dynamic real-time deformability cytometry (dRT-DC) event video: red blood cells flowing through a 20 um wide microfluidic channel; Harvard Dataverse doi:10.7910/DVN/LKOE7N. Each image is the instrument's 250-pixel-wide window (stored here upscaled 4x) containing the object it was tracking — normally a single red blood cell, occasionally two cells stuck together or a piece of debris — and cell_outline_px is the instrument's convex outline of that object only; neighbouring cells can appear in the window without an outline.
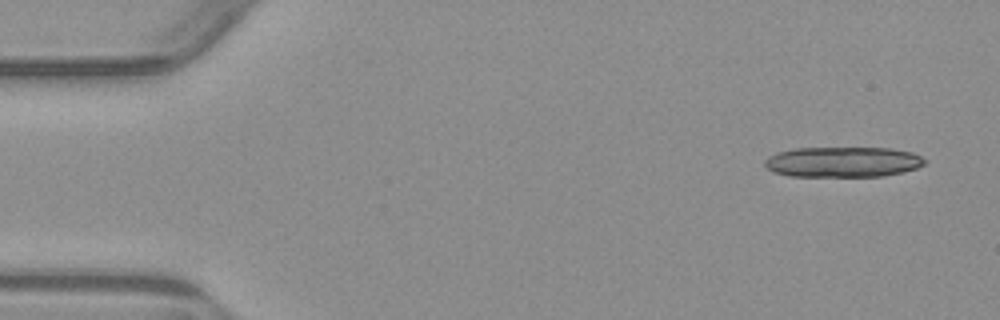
{"species": "common noctule bat (a hibernating species)", "species_latin": "Nyctalus noctula", "temperature_condition": "warm", "stored_images_in_passage": 5, "camera_frame_rate_fps": 3000, "um_per_image_px": 0.085, "animal": {"sex": "male", "body_mass_g": 23.1, "forearm_length_mm": 52.7}, "frame": {"image": 1, "passage_image": 1, "time_ms": 0.0, "image_size_px": [1000, 320], "cell_outline_px": [[928, 160], [924, 164], [916, 168], [904, 172], [880, 176], [788, 176], [772, 172], [764, 164], [764, 160], [768, 156], [776, 152], [796, 148], [892, 148], [912, 152]], "centroid_in_image_um": [71.63, 13.76], "position_along_channel_um": 13.4, "area_um2": 28.5}}
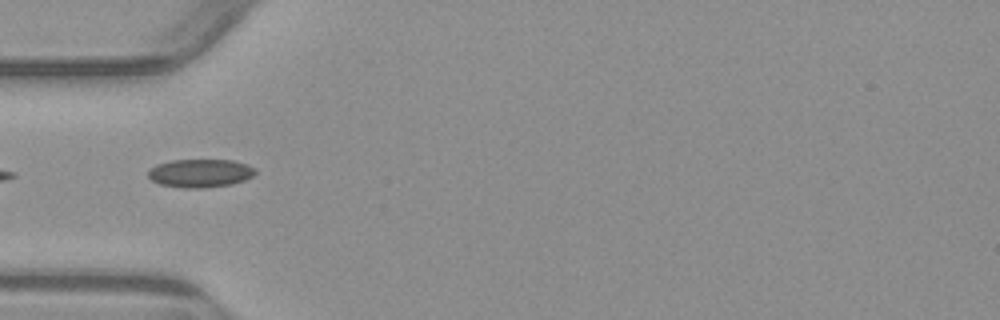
{"frame": {"image": 2, "passage_image": 5, "time_ms": 4.667, "image_size_px": [1000, 320], "cell_outline_px": [[256, 172], [252, 176], [244, 180], [232, 184], [204, 188], [184, 188], [160, 184], [152, 180], [148, 176], [148, 172], [156, 164], [172, 160], [232, 160], [248, 164], [256, 168]], "centroid_in_image_um": [17.04, 14.72], "position_along_channel_um": 68.0, "area_um2": 17.69}}